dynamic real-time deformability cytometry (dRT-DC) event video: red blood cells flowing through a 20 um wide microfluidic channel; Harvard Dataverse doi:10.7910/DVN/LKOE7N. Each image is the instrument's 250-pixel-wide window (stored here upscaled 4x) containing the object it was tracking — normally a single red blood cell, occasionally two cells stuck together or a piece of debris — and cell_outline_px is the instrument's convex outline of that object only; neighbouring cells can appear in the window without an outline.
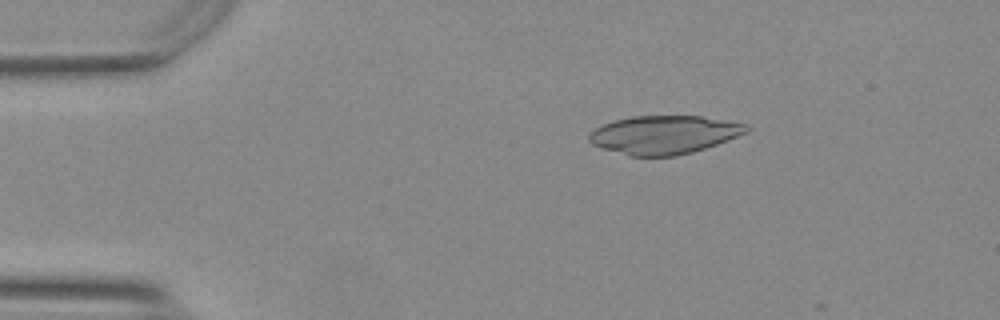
{"species": "Egyptian fruit bat (a non-hibernating species)", "species_latin": "Rousettus aegyptiacus", "temperature_condition": "warm", "stored_images_in_passage": 5, "camera_frame_rate_fps": 3000, "um_per_image_px": 0.085, "animal": {"sex": "female"}, "frame": {"image": 1, "passage_image": 3, "time_ms": 0.667, "image_size_px": [1000, 320], "cell_outline_px": [[752, 128], [748, 132], [728, 140], [692, 152], [676, 156], [628, 156], [592, 144], [588, 140], [588, 136], [596, 128], [604, 124], [616, 120], [632, 116], [700, 116], [748, 124]], "centroid_in_image_um": [56.48, 11.45], "position_along_channel_um": 28.5, "area_um2": 35.03}}